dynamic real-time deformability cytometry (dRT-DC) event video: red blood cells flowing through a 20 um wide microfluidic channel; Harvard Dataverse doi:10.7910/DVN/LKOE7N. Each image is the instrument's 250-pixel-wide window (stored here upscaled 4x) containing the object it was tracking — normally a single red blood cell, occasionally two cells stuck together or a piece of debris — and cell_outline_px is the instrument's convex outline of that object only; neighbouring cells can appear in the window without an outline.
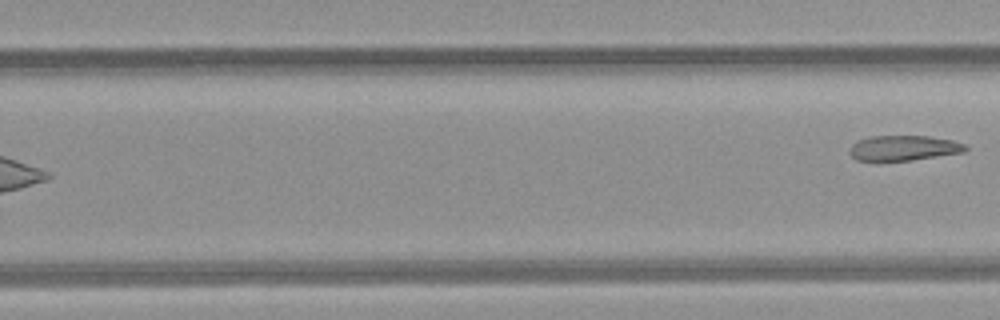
{"species": "common noctule bat (a hibernating species)", "species_latin": "Nyctalus noctula", "temperature_condition": "room temperature", "stored_images_in_passage": 10, "segment_of_instrument_passage": [2, 2], "camera_frame_rate_fps": 3000, "um_per_image_px": 0.085, "animal": {"sex": "female", "body_mass_g": 21.9}, "frame": {"image": 1, "passage_image": 10, "time_ms": 11.0, "image_size_px": [1000, 320], "cell_outline_px": [[968, 148], [964, 152], [912, 160], [856, 160], [848, 152], [852, 144], [856, 140], [872, 136], [928, 136], [952, 140], [964, 144]], "centroid_in_image_um": [76.79, 12.57], "position_along_channel_um": 253.0, "area_um2": 16.88}}